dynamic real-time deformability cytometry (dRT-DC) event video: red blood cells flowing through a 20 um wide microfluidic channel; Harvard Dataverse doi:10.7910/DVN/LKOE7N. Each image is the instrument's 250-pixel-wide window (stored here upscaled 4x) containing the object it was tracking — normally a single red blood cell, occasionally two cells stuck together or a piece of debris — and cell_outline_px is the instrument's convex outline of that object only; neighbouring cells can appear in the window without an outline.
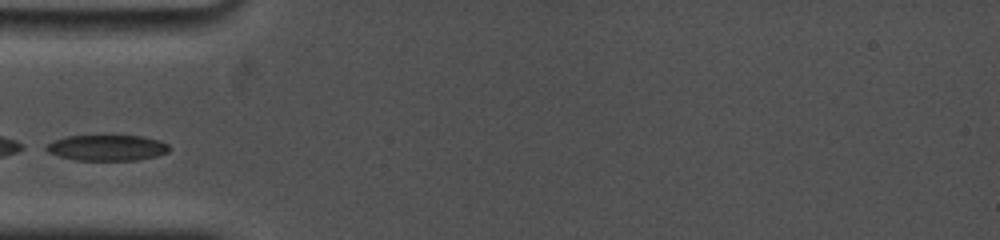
{"species": "common noctule bat (a hibernating species)", "species_latin": "Nyctalus noctula", "temperature_condition": "cold", "stored_images_in_passage": 33, "camera_frame_rate_fps": 5000, "um_per_image_px": 0.085, "animal": {"sex": "female", "body_mass_g": 19.0, "forearm_length_mm": 53.3}, "frame": {"image": 1, "passage_image": 1, "time_ms": 0.0, "image_size_px": [1000, 240], "cell_outline_px": [[168, 152], [156, 156], [136, 160], [76, 160], [60, 156], [48, 152], [40, 148], [52, 140], [64, 136], [144, 136], [160, 140], [168, 144]], "centroid_in_image_um": [9.04, 12.55], "position_along_channel_um": 76.0, "area_um2": 18.61}}